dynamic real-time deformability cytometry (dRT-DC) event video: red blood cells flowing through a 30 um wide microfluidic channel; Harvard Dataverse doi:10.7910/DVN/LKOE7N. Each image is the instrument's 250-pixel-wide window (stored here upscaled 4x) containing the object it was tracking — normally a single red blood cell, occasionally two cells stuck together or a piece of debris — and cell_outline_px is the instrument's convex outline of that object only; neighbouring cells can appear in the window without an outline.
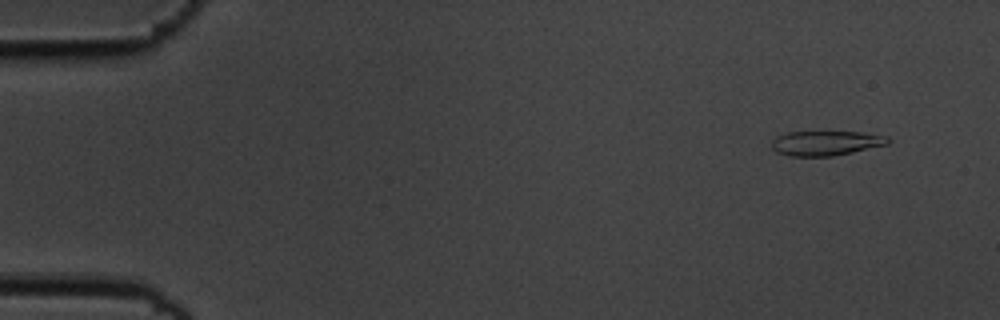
{"species": "common noctule bat (a hibernating species)", "species_latin": "Nyctalus noctula", "temperature_condition": "cold", "stored_images_in_passage": 6, "camera_frame_rate_fps": 3000, "um_per_image_px": 0.085, "animal": {"sex": "male", "body_mass_g": 19.5, "forearm_length_mm": 54.6}, "frame": {"image": 1, "passage_image": 2, "time_ms": 0.333, "image_size_px": [1000, 320], "cell_outline_px": [[892, 140], [888, 144], [852, 152], [832, 156], [788, 156], [776, 152], [772, 148], [772, 140], [776, 136], [788, 132], [860, 132], [888, 136]], "centroid_in_image_um": [70.2, 12.16], "position_along_channel_um": 14.8, "area_um2": 16.76}}